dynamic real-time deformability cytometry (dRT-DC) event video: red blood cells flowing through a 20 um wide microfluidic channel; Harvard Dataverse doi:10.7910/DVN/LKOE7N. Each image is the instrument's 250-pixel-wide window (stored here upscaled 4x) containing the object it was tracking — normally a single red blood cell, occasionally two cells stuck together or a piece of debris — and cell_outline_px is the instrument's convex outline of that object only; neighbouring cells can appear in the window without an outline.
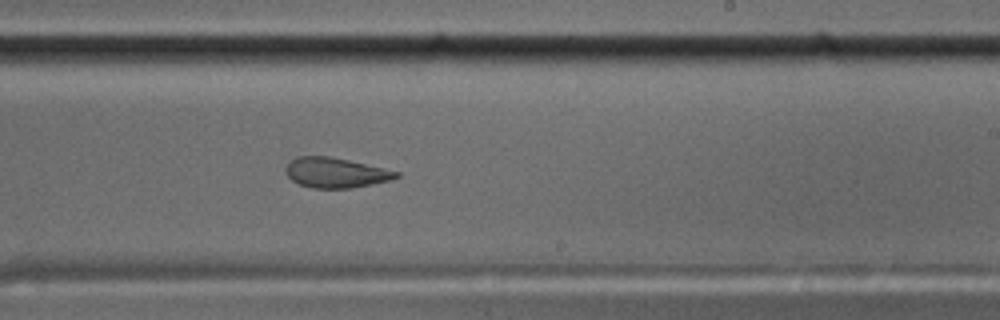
{"species": "common noctule bat (a hibernating species)", "species_latin": "Nyctalus noctula", "temperature_condition": "cold", "stored_images_in_passage": 37, "camera_frame_rate_fps": 3000, "um_per_image_px": 0.085, "animal": {"sex": "male", "body_mass_g": 17.5, "forearm_length_mm": 52.3}, "frame": {"image": 1, "passage_image": 22, "time_ms": 7.0, "image_size_px": [1000, 320], "cell_outline_px": [[400, 176], [392, 180], [352, 188], [312, 188], [300, 184], [292, 180], [284, 172], [284, 168], [296, 156], [328, 156], [348, 160], [384, 168], [400, 172]], "centroid_in_image_um": [28.53, 14.68], "position_along_channel_um": 260.5, "area_um2": 19.36}}